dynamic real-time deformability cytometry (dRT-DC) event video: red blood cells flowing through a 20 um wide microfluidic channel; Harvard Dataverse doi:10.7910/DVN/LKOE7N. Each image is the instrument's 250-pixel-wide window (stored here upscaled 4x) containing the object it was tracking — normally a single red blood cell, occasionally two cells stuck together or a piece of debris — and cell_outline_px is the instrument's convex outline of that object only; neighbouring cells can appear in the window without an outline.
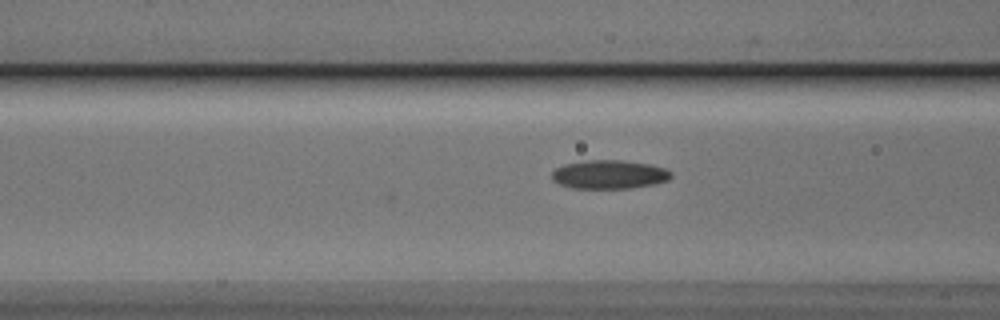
{"species": "Egyptian fruit bat (a non-hibernating species)", "species_latin": "Rousettus aegyptiacus", "temperature_condition": "cold", "stored_images_in_passage": 8, "camera_frame_rate_fps": 3000, "um_per_image_px": 0.085, "animal": {"sex": "male"}, "frame": {"image": 1, "passage_image": 6, "time_ms": 1.667, "image_size_px": [1000, 320], "cell_outline_px": [[672, 176], [668, 180], [652, 184], [628, 188], [572, 188], [560, 184], [552, 180], [552, 172], [556, 168], [564, 164], [588, 160], [624, 160], [652, 164], [664, 168], [672, 172]], "centroid_in_image_um": [51.79, 14.82], "position_along_channel_um": 114.8, "area_um2": 19.94}}